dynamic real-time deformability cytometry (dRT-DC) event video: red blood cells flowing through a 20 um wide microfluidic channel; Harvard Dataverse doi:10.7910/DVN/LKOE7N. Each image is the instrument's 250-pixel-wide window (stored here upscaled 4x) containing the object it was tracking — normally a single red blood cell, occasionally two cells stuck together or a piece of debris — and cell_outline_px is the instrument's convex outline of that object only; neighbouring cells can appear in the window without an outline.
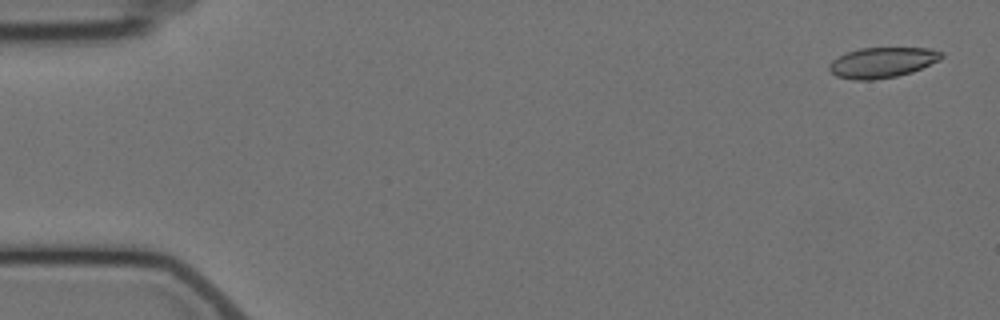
{"species": "Egyptian fruit bat (a non-hibernating species)", "species_latin": "Rousettus aegyptiacus", "temperature_condition": "cold", "stored_images_in_passage": 5, "camera_frame_rate_fps": 3000, "um_per_image_px": 0.085, "animal": {"sex": "female"}, "frame": {"image": 1, "passage_image": 1, "time_ms": 0.0, "image_size_px": [1000, 320], "cell_outline_px": [[944, 56], [940, 60], [912, 72], [896, 76], [872, 80], [852, 80], [836, 76], [828, 68], [828, 64], [832, 60], [848, 52], [860, 48], [928, 48], [944, 52]], "centroid_in_image_um": [75.0, 5.31], "position_along_channel_um": 10.0, "area_um2": 19.88}}
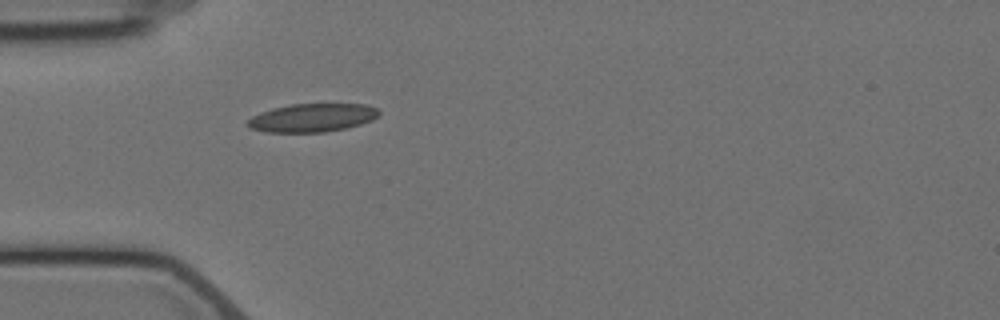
{"frame": {"image": 2, "passage_image": 5, "time_ms": 5.0, "image_size_px": [1000, 320], "cell_outline_px": [[380, 112], [372, 120], [360, 124], [344, 128], [324, 132], [268, 132], [248, 128], [248, 120], [252, 116], [260, 112], [272, 108], [292, 104], [364, 104], [376, 108]], "centroid_in_image_um": [26.51, 10.0], "position_along_channel_um": 58.5, "area_um2": 21.5}}